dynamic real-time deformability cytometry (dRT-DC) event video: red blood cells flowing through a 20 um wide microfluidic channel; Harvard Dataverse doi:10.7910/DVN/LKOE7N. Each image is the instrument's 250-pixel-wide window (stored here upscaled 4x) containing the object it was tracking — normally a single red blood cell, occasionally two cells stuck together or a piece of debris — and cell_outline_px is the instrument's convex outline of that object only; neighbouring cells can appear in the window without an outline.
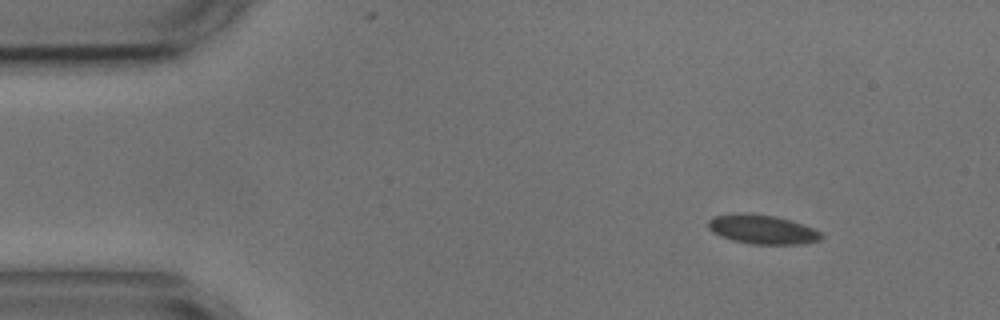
{"species": "common noctule bat (a hibernating species)", "species_latin": "Nyctalus noctula", "temperature_condition": "cold", "stored_images_in_passage": 7, "camera_frame_rate_fps": 3000, "um_per_image_px": 0.085, "animal": {"sex": "male", "body_mass_g": 17.9, "forearm_length_mm": 54.2}, "frame": {"image": 1, "passage_image": 1, "time_ms": 0.0, "image_size_px": [1000, 320], "cell_outline_px": [[824, 236], [820, 240], [804, 244], [752, 244], [732, 240], [720, 236], [712, 232], [708, 228], [708, 220], [712, 216], [740, 212], [776, 216], [812, 228], [820, 232]], "centroid_in_image_um": [64.75, 19.5], "position_along_channel_um": 20.2, "area_um2": 19.25}}
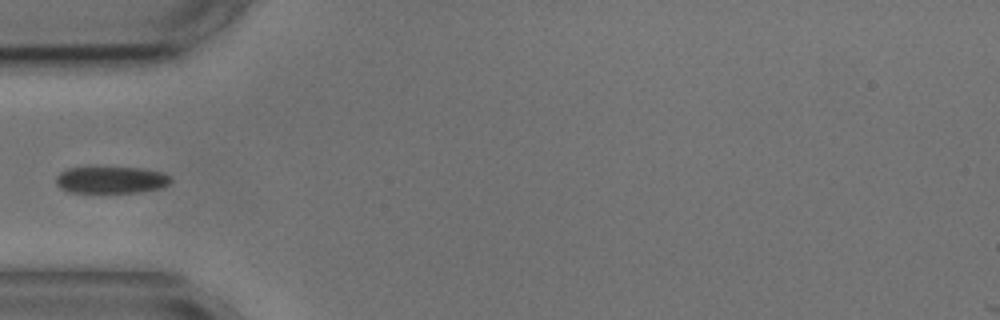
{"frame": {"image": 2, "passage_image": 4, "time_ms": 3.667, "image_size_px": [1000, 320], "cell_outline_px": [[172, 180], [168, 184], [160, 188], [136, 192], [68, 192], [60, 188], [56, 184], [56, 176], [60, 172], [68, 168], [92, 164], [144, 168], [160, 172], [168, 176]], "centroid_in_image_um": [9.36, 15.23], "position_along_channel_um": 75.6, "area_um2": 18.79}}